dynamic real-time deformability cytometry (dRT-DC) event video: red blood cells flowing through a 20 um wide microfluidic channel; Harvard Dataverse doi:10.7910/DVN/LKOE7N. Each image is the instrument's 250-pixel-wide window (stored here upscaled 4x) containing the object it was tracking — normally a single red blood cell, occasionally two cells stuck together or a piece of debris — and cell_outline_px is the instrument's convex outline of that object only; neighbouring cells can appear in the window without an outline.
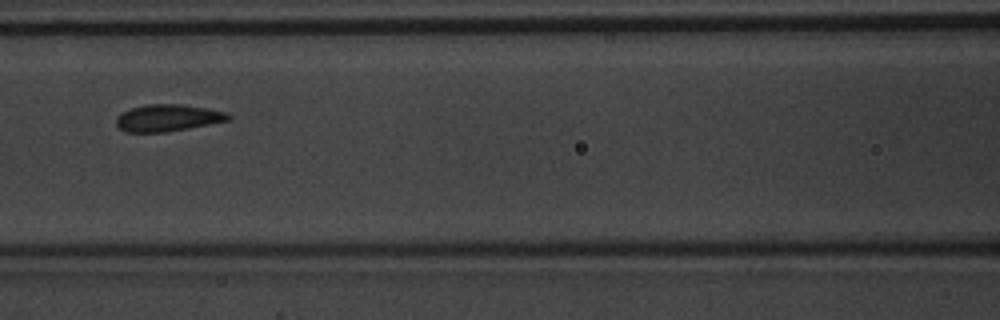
{"species": "common noctule bat (a hibernating species)", "species_latin": "Nyctalus noctula", "temperature_condition": "warm", "stored_images_in_passage": 5, "camera_frame_rate_fps": 3000, "um_per_image_px": 0.085, "animal": {"sex": "male", "body_mass_g": 20.1, "forearm_length_mm": 53.5}, "frame": {"image": 1, "passage_image": 4, "time_ms": 1.0, "image_size_px": [1000, 320], "cell_outline_px": [[232, 116], [228, 120], [188, 128], [164, 132], [124, 132], [116, 124], [116, 116], [132, 108], [148, 104], [180, 104], [208, 108], [228, 112]], "centroid_in_image_um": [14.27, 10.01], "position_along_channel_um": 152.3, "area_um2": 17.46}}
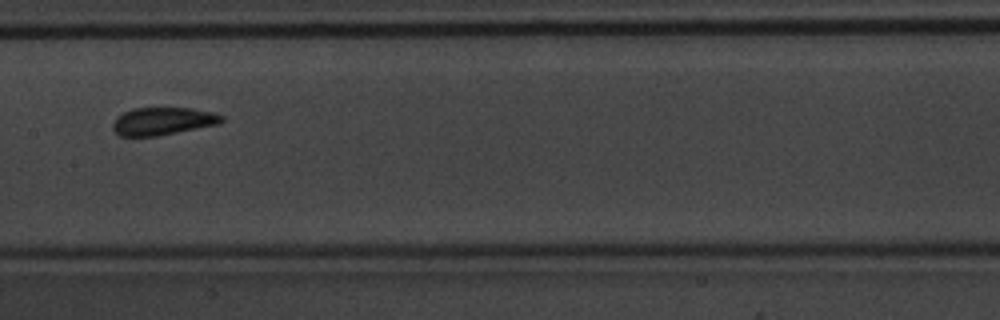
{"frame": {"image": 2, "passage_image": 5, "time_ms": 1.333, "image_size_px": [1000, 320], "cell_outline_px": [[224, 120], [220, 124], [156, 136], [120, 136], [112, 128], [112, 124], [116, 116], [132, 108], [192, 108], [212, 112], [224, 116]], "centroid_in_image_um": [13.84, 10.29], "position_along_channel_um": 193.6, "area_um2": 17.63}}